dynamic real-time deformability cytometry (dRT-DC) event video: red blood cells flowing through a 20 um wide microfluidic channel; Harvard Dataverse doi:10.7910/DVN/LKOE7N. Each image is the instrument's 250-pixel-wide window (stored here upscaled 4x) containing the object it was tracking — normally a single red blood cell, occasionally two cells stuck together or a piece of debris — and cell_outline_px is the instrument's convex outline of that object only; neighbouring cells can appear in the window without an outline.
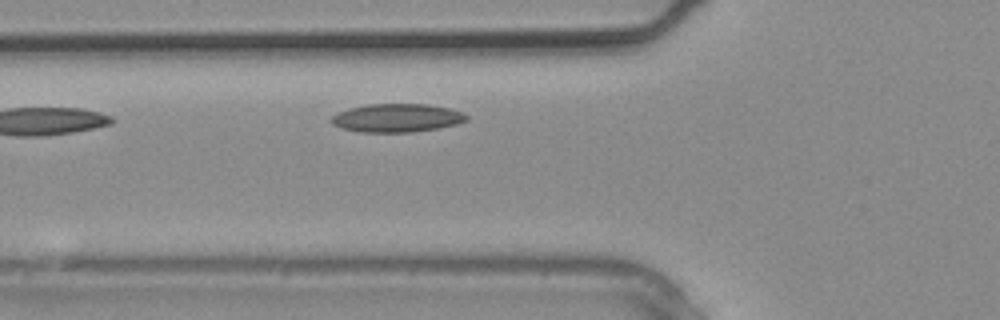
{"species": "common noctule bat (a hibernating species)", "species_latin": "Nyctalus noctula", "temperature_condition": "warm", "stored_images_in_passage": 2, "camera_frame_rate_fps": 3000, "um_per_image_px": 0.085, "animal": {"sex": "male", "body_mass_g": 20.4}, "frame": {"image": 1, "passage_image": 2, "time_ms": 0.333, "image_size_px": [1000, 320], "cell_outline_px": [[468, 120], [456, 124], [436, 128], [412, 132], [360, 132], [340, 128], [332, 124], [328, 120], [332, 116], [348, 108], [368, 104], [428, 104], [448, 108], [460, 112], [468, 116]], "centroid_in_image_um": [33.69, 10.02], "position_along_channel_um": 92.1, "area_um2": 22.31}}